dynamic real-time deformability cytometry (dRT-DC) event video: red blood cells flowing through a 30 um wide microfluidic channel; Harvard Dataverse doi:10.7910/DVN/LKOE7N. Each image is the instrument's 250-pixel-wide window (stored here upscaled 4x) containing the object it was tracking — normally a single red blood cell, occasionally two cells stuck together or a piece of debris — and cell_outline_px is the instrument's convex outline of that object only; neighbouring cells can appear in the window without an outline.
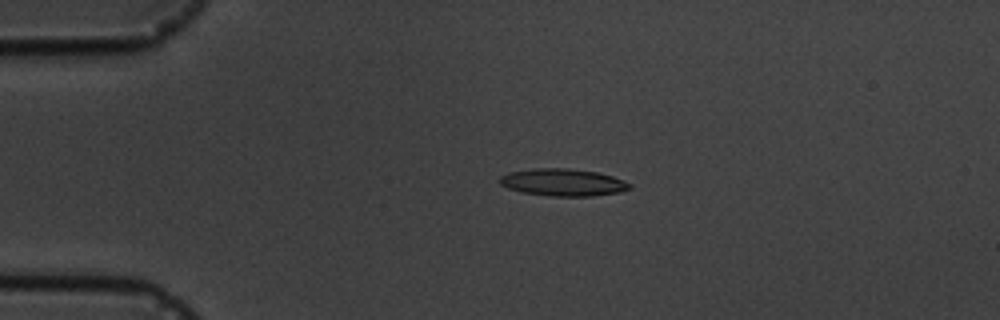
{"species": "common noctule bat (a hibernating species)", "species_latin": "Nyctalus noctula", "temperature_condition": "cold", "stored_images_in_passage": 4, "camera_frame_rate_fps": 3000, "um_per_image_px": 0.085, "animal": {"sex": "male", "body_mass_g": 19.5, "forearm_length_mm": 54.6}, "frame": {"image": 1, "passage_image": 3, "time_ms": 3.0, "image_size_px": [1000, 320], "cell_outline_px": [[632, 188], [620, 192], [592, 196], [548, 196], [520, 192], [508, 188], [500, 184], [500, 176], [508, 172], [532, 168], [568, 168], [596, 172], [612, 176], [624, 180], [632, 184]], "centroid_in_image_um": [47.85, 15.5], "position_along_channel_um": 37.1, "area_um2": 20.81}}